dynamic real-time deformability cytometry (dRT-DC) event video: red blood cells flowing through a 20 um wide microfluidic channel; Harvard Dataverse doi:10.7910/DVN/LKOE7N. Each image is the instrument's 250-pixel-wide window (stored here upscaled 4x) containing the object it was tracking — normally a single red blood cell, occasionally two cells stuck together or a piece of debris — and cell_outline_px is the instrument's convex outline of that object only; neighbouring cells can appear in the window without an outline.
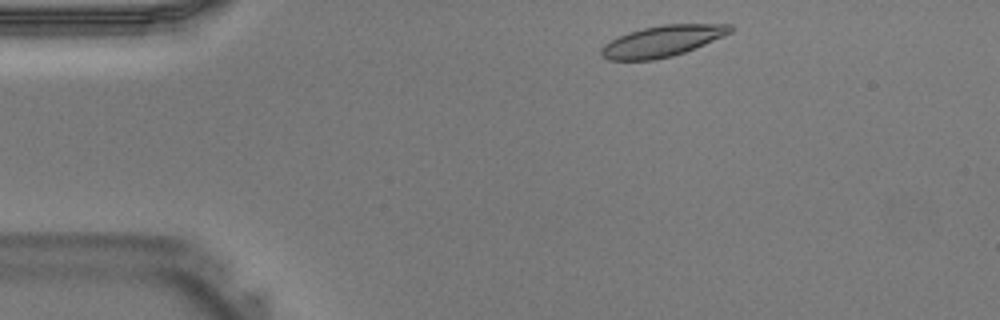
{"species": "Egyptian fruit bat (a non-hibernating species)", "species_latin": "Rousettus aegyptiacus", "temperature_condition": "warm", "stored_images_in_passage": 7, "camera_frame_rate_fps": 3000, "um_per_image_px": 0.085, "animal": {"sex": "male"}, "frame": {"image": 1, "passage_image": 1, "time_ms": 0.0, "image_size_px": [1000, 320], "cell_outline_px": [[732, 32], [704, 44], [684, 52], [672, 56], [652, 60], [608, 60], [600, 56], [600, 48], [604, 44], [628, 32], [644, 28], [664, 24], [732, 24]], "centroid_in_image_um": [56.26, 3.5], "position_along_channel_um": 28.7, "area_um2": 23.18}}